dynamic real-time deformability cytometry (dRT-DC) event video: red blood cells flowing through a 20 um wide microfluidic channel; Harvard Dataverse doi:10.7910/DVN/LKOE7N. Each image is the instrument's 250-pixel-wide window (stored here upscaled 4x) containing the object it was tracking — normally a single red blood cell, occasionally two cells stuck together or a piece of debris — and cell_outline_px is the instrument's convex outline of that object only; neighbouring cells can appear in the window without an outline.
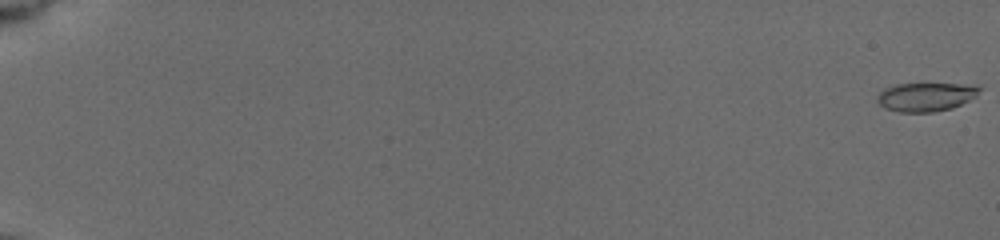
{"species": "common noctule bat (a hibernating species)", "species_latin": "Nyctalus noctula", "temperature_condition": "cold", "stored_images_in_passage": 58, "camera_frame_rate_fps": 3000, "um_per_image_px": 0.085, "animal": {"sex": "female", "body_mass_g": 19.5, "forearm_length_mm": 54.1}, "frame": {"image": 1, "passage_image": 1, "time_ms": 0.0, "image_size_px": [1000, 240], "cell_outline_px": [[980, 88], [976, 96], [952, 108], [932, 112], [900, 112], [884, 108], [876, 100], [876, 96], [884, 88], [896, 84], [924, 80], [960, 84]], "centroid_in_image_um": [78.62, 8.18], "position_along_channel_um": 6.4, "area_um2": 17.74}}
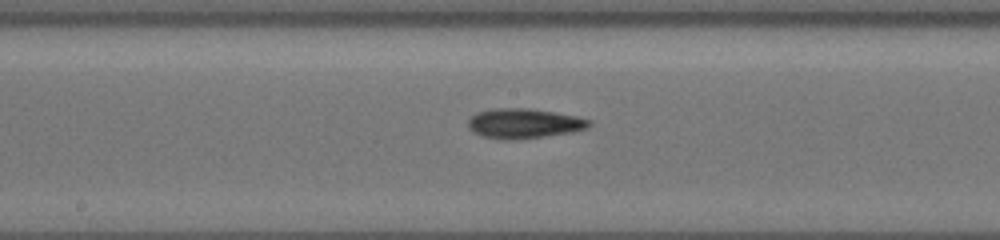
{"frame": {"image": 2, "passage_image": 34, "time_ms": 11.0, "image_size_px": [1000, 240], "cell_outline_px": [[592, 124], [588, 128], [572, 132], [512, 140], [504, 140], [484, 136], [472, 132], [468, 128], [468, 120], [476, 112], [492, 108], [528, 108], [556, 112], [576, 116], [592, 120]], "centroid_in_image_um": [44.53, 10.48], "position_along_channel_um": 203.7, "area_um2": 21.15}}
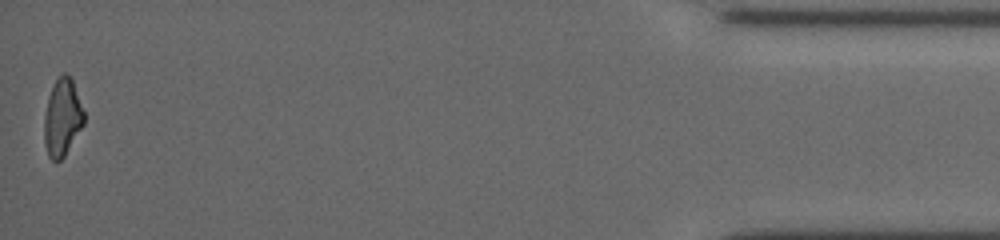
{"frame": {"image": 3, "passage_image": 58, "time_ms": 19.0, "image_size_px": [1000, 240], "cell_outline_px": [[84, 124], [64, 156], [56, 164], [48, 156], [44, 144], [44, 116], [48, 96], [56, 76], [64, 72], [72, 80], [84, 112]], "centroid_in_image_um": [5.27, 10.0], "position_along_channel_um": 429.9, "area_um2": 18.03}, "authors_computed_cell_mechanics": {"area_um2": 18.7272, "velocity_mm_per_s": 3.773, "shape_relaxation_time_tau1_ms": 6.724, "shape_relaxation_time_tau2_ms": 7.8927, "deformation_change_tau1": 0.1976, "deformation_change_tau2": 0.1966}}